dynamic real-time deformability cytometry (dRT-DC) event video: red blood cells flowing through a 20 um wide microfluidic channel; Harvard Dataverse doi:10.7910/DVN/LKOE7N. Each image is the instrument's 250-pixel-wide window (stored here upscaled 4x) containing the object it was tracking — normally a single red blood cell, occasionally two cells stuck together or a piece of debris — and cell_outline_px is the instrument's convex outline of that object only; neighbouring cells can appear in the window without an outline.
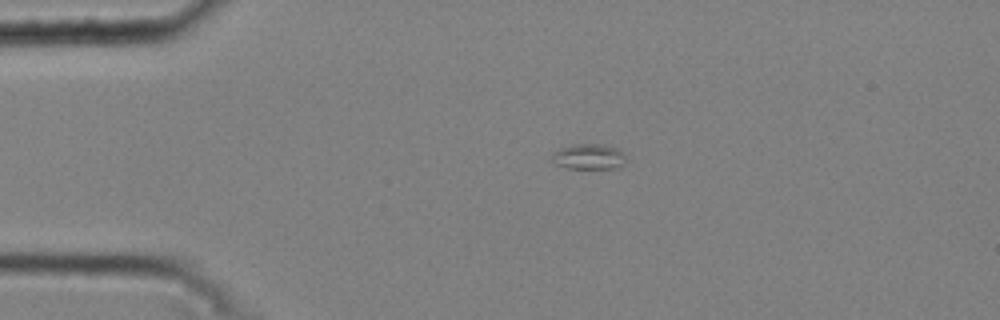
{"species": "common noctule bat (a hibernating species)", "species_latin": "Nyctalus noctula", "temperature_condition": "cold", "stored_images_in_passage": 11, "camera_frame_rate_fps": 3000, "um_per_image_px": 0.085, "animal": {"sex": "male", "body_mass_g": 20.4}, "frame": {"image": 1, "passage_image": 1, "time_ms": 0.0, "image_size_px": [1000, 320], "cell_outline_px": [[624, 164], [616, 168], [568, 168], [556, 164], [552, 160], [552, 152], [560, 148], [572, 144], [600, 144], [616, 148], [624, 156]], "centroid_in_image_um": [50.0, 13.31], "position_along_channel_um": 35.0, "area_um2": 10.81}}